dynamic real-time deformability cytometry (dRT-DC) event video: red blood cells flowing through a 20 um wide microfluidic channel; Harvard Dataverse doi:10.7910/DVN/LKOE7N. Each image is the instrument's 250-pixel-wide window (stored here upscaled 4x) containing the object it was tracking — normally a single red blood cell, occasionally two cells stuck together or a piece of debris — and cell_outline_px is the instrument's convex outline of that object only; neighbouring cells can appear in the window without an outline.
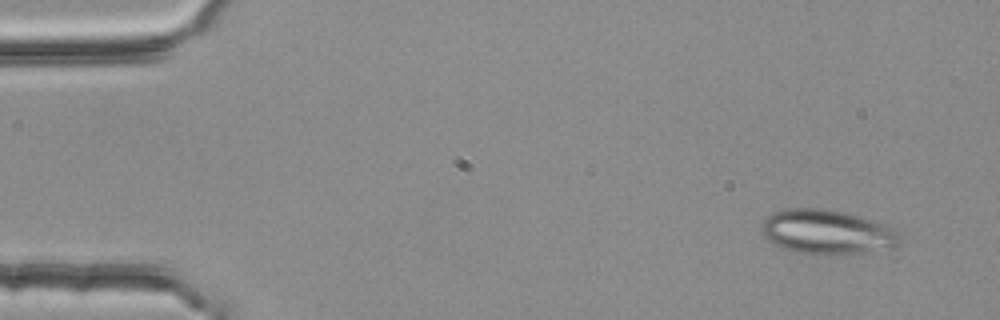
{"species": "common noctule bat (a hibernating species)", "species_latin": "Nyctalus noctula", "temperature_condition": "room temperature", "stored_images_in_passage": 4, "camera_frame_rate_fps": 3000, "um_per_image_px": 0.085, "animal": {"sex": "female", "body_mass_g": 25.1}, "frame": {"image": 1, "passage_image": 1, "time_ms": 0.0, "image_size_px": [1000, 320], "cell_outline_px": [[900, 244], [896, 248], [828, 256], [796, 252], [784, 248], [768, 240], [760, 232], [760, 228], [764, 220], [772, 212], [784, 208], [816, 208], [844, 212], [860, 216], [888, 224], [896, 232]], "centroid_in_image_um": [70.29, 19.72], "position_along_channel_um": 14.7, "area_um2": 36.13}}